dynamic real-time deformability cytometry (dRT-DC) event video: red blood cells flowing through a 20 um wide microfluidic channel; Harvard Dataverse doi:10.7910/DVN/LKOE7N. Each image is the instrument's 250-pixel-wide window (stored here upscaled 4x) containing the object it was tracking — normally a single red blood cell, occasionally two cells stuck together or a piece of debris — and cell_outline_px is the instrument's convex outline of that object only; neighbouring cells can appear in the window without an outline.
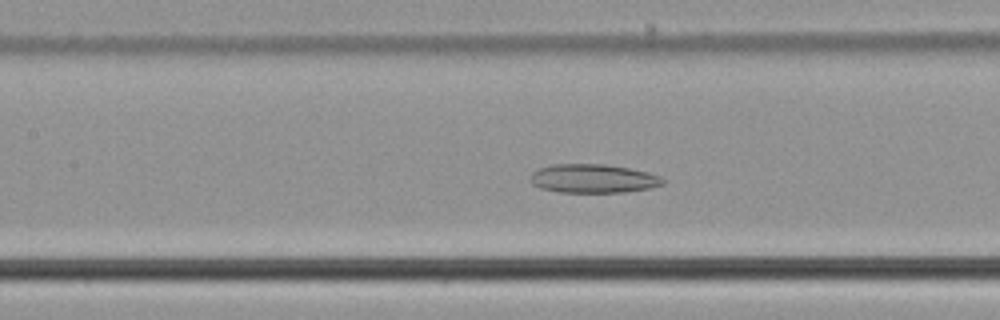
{"species": "common noctule bat (a hibernating species)", "species_latin": "Nyctalus noctula", "temperature_condition": "cold", "stored_images_in_passage": 55, "camera_frame_rate_fps": 3000, "um_per_image_px": 0.085, "animal": {"sex": "male", "body_mass_g": 21.5, "forearm_length_mm": 52.0}, "frame": {"image": 1, "passage_image": 25, "time_ms": 8.0, "image_size_px": [1000, 320], "cell_outline_px": [[664, 184], [648, 188], [624, 192], [560, 192], [540, 188], [532, 184], [528, 180], [532, 172], [540, 168], [552, 164], [604, 164], [628, 168], [648, 172], [660, 176], [664, 180]], "centroid_in_image_um": [50.38, 15.17], "position_along_channel_um": 157.0, "area_um2": 22.2}}
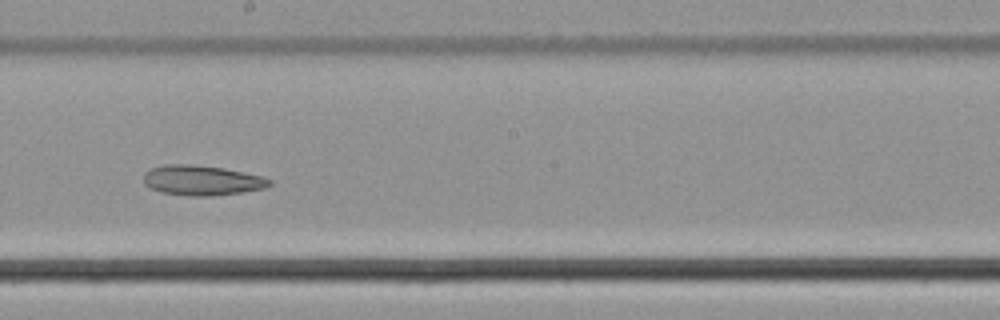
{"frame": {"image": 2, "passage_image": 31, "time_ms": 10.0, "image_size_px": [1000, 320], "cell_outline_px": [[272, 184], [264, 188], [240, 192], [212, 196], [192, 196], [160, 192], [144, 184], [144, 172], [152, 168], [164, 164], [192, 164], [224, 168], [260, 176], [272, 180]], "centroid_in_image_um": [17.13, 15.32], "position_along_channel_um": 231.1, "area_um2": 21.91}}
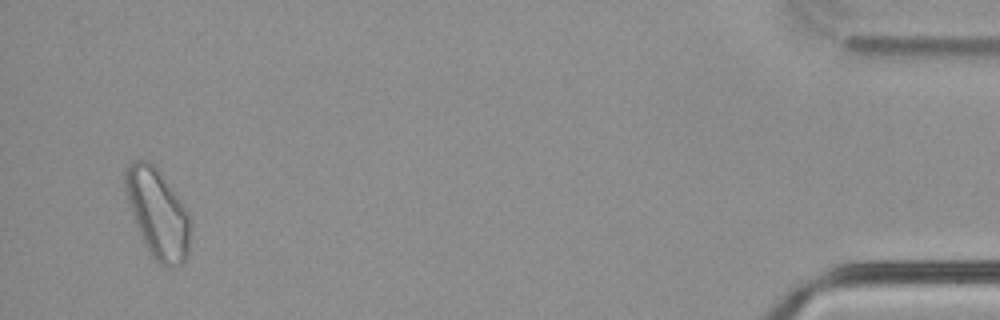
{"frame": {"image": 3, "passage_image": 53, "time_ms": 17.333, "image_size_px": [1000, 320], "cell_outline_px": [[188, 252], [184, 264], [172, 268], [168, 268], [160, 264], [152, 256], [136, 224], [124, 188], [124, 172], [132, 160], [148, 160], [160, 172], [188, 212]], "centroid_in_image_um": [13.38, 18.14], "position_along_channel_um": 421.8, "area_um2": 32.95}, "authors_computed_cell_mechanics": {"area_um2": 28.0908, "velocity_mm_per_s": 3.7109, "shape_relaxation_time_tau1_ms": null, "shape_relaxation_time_tau2_ms": 3.4069, "deformation_change_tau1": null, "deformation_change_tau2": 0.0844}}